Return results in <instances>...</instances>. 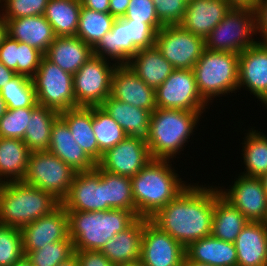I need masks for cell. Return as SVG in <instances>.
Instances as JSON below:
<instances>
[{
	"mask_svg": "<svg viewBox=\"0 0 267 266\" xmlns=\"http://www.w3.org/2000/svg\"><path fill=\"white\" fill-rule=\"evenodd\" d=\"M193 184L190 183L150 218L184 248L192 242L210 236L212 232L214 186Z\"/></svg>",
	"mask_w": 267,
	"mask_h": 266,
	"instance_id": "obj_1",
	"label": "cell"
},
{
	"mask_svg": "<svg viewBox=\"0 0 267 266\" xmlns=\"http://www.w3.org/2000/svg\"><path fill=\"white\" fill-rule=\"evenodd\" d=\"M171 160L152 159L131 179L135 212L150 219L188 185L179 178Z\"/></svg>",
	"mask_w": 267,
	"mask_h": 266,
	"instance_id": "obj_2",
	"label": "cell"
},
{
	"mask_svg": "<svg viewBox=\"0 0 267 266\" xmlns=\"http://www.w3.org/2000/svg\"><path fill=\"white\" fill-rule=\"evenodd\" d=\"M156 108L150 116L146 143L153 159L174 160L184 150L190 136L194 135L202 113Z\"/></svg>",
	"mask_w": 267,
	"mask_h": 266,
	"instance_id": "obj_3",
	"label": "cell"
},
{
	"mask_svg": "<svg viewBox=\"0 0 267 266\" xmlns=\"http://www.w3.org/2000/svg\"><path fill=\"white\" fill-rule=\"evenodd\" d=\"M69 237L74 251H100L118 233L129 228L139 217L135 211H67Z\"/></svg>",
	"mask_w": 267,
	"mask_h": 266,
	"instance_id": "obj_4",
	"label": "cell"
},
{
	"mask_svg": "<svg viewBox=\"0 0 267 266\" xmlns=\"http://www.w3.org/2000/svg\"><path fill=\"white\" fill-rule=\"evenodd\" d=\"M61 205L52 194L24 181L0 184V224L21 229Z\"/></svg>",
	"mask_w": 267,
	"mask_h": 266,
	"instance_id": "obj_5",
	"label": "cell"
},
{
	"mask_svg": "<svg viewBox=\"0 0 267 266\" xmlns=\"http://www.w3.org/2000/svg\"><path fill=\"white\" fill-rule=\"evenodd\" d=\"M193 71L198 91L209 105L214 98L237 93L239 54L205 49Z\"/></svg>",
	"mask_w": 267,
	"mask_h": 266,
	"instance_id": "obj_6",
	"label": "cell"
},
{
	"mask_svg": "<svg viewBox=\"0 0 267 266\" xmlns=\"http://www.w3.org/2000/svg\"><path fill=\"white\" fill-rule=\"evenodd\" d=\"M254 35H257L255 11L231 8L225 18L205 37V49L239 54L260 39H255Z\"/></svg>",
	"mask_w": 267,
	"mask_h": 266,
	"instance_id": "obj_7",
	"label": "cell"
},
{
	"mask_svg": "<svg viewBox=\"0 0 267 266\" xmlns=\"http://www.w3.org/2000/svg\"><path fill=\"white\" fill-rule=\"evenodd\" d=\"M77 172L49 151L30 153L23 181L52 194L62 202Z\"/></svg>",
	"mask_w": 267,
	"mask_h": 266,
	"instance_id": "obj_8",
	"label": "cell"
},
{
	"mask_svg": "<svg viewBox=\"0 0 267 266\" xmlns=\"http://www.w3.org/2000/svg\"><path fill=\"white\" fill-rule=\"evenodd\" d=\"M31 80L39 105L58 112L76 108L73 74L62 70L45 56Z\"/></svg>",
	"mask_w": 267,
	"mask_h": 266,
	"instance_id": "obj_9",
	"label": "cell"
},
{
	"mask_svg": "<svg viewBox=\"0 0 267 266\" xmlns=\"http://www.w3.org/2000/svg\"><path fill=\"white\" fill-rule=\"evenodd\" d=\"M117 64L92 55L73 75L76 107L101 106L110 95L112 75Z\"/></svg>",
	"mask_w": 267,
	"mask_h": 266,
	"instance_id": "obj_10",
	"label": "cell"
},
{
	"mask_svg": "<svg viewBox=\"0 0 267 266\" xmlns=\"http://www.w3.org/2000/svg\"><path fill=\"white\" fill-rule=\"evenodd\" d=\"M156 48L174 69H193L205 50L204 38L180 25L163 26L156 34Z\"/></svg>",
	"mask_w": 267,
	"mask_h": 266,
	"instance_id": "obj_11",
	"label": "cell"
},
{
	"mask_svg": "<svg viewBox=\"0 0 267 266\" xmlns=\"http://www.w3.org/2000/svg\"><path fill=\"white\" fill-rule=\"evenodd\" d=\"M155 95L157 108L206 111L209 107L198 91L193 69H175Z\"/></svg>",
	"mask_w": 267,
	"mask_h": 266,
	"instance_id": "obj_12",
	"label": "cell"
},
{
	"mask_svg": "<svg viewBox=\"0 0 267 266\" xmlns=\"http://www.w3.org/2000/svg\"><path fill=\"white\" fill-rule=\"evenodd\" d=\"M66 211H108L106 203L105 170L98 165L92 171L77 172L66 198L61 202Z\"/></svg>",
	"mask_w": 267,
	"mask_h": 266,
	"instance_id": "obj_13",
	"label": "cell"
},
{
	"mask_svg": "<svg viewBox=\"0 0 267 266\" xmlns=\"http://www.w3.org/2000/svg\"><path fill=\"white\" fill-rule=\"evenodd\" d=\"M152 159L145 138L127 136L107 150L97 165L109 173L132 178Z\"/></svg>",
	"mask_w": 267,
	"mask_h": 266,
	"instance_id": "obj_14",
	"label": "cell"
},
{
	"mask_svg": "<svg viewBox=\"0 0 267 266\" xmlns=\"http://www.w3.org/2000/svg\"><path fill=\"white\" fill-rule=\"evenodd\" d=\"M185 248L150 219L144 218L140 261L143 266H183Z\"/></svg>",
	"mask_w": 267,
	"mask_h": 266,
	"instance_id": "obj_15",
	"label": "cell"
},
{
	"mask_svg": "<svg viewBox=\"0 0 267 266\" xmlns=\"http://www.w3.org/2000/svg\"><path fill=\"white\" fill-rule=\"evenodd\" d=\"M237 177L227 189L219 186L221 195L249 222H263L267 213V194L261 178L241 173Z\"/></svg>",
	"mask_w": 267,
	"mask_h": 266,
	"instance_id": "obj_16",
	"label": "cell"
},
{
	"mask_svg": "<svg viewBox=\"0 0 267 266\" xmlns=\"http://www.w3.org/2000/svg\"><path fill=\"white\" fill-rule=\"evenodd\" d=\"M24 254L41 249L49 243L71 240L69 237V216L60 205L50 214L36 219L20 229Z\"/></svg>",
	"mask_w": 267,
	"mask_h": 266,
	"instance_id": "obj_17",
	"label": "cell"
},
{
	"mask_svg": "<svg viewBox=\"0 0 267 266\" xmlns=\"http://www.w3.org/2000/svg\"><path fill=\"white\" fill-rule=\"evenodd\" d=\"M241 88L267 108V45L256 42L239 53L238 90Z\"/></svg>",
	"mask_w": 267,
	"mask_h": 266,
	"instance_id": "obj_18",
	"label": "cell"
},
{
	"mask_svg": "<svg viewBox=\"0 0 267 266\" xmlns=\"http://www.w3.org/2000/svg\"><path fill=\"white\" fill-rule=\"evenodd\" d=\"M110 96L151 113L157 108L155 89L149 87L128 65H117L115 68Z\"/></svg>",
	"mask_w": 267,
	"mask_h": 266,
	"instance_id": "obj_19",
	"label": "cell"
},
{
	"mask_svg": "<svg viewBox=\"0 0 267 266\" xmlns=\"http://www.w3.org/2000/svg\"><path fill=\"white\" fill-rule=\"evenodd\" d=\"M48 151L76 172L92 171L97 166L74 140L68 125L60 116L52 125Z\"/></svg>",
	"mask_w": 267,
	"mask_h": 266,
	"instance_id": "obj_20",
	"label": "cell"
},
{
	"mask_svg": "<svg viewBox=\"0 0 267 266\" xmlns=\"http://www.w3.org/2000/svg\"><path fill=\"white\" fill-rule=\"evenodd\" d=\"M231 8L226 0H188V6L179 25L205 39Z\"/></svg>",
	"mask_w": 267,
	"mask_h": 266,
	"instance_id": "obj_21",
	"label": "cell"
},
{
	"mask_svg": "<svg viewBox=\"0 0 267 266\" xmlns=\"http://www.w3.org/2000/svg\"><path fill=\"white\" fill-rule=\"evenodd\" d=\"M5 20L6 33L10 38L24 42L44 54L56 37L44 15Z\"/></svg>",
	"mask_w": 267,
	"mask_h": 266,
	"instance_id": "obj_22",
	"label": "cell"
},
{
	"mask_svg": "<svg viewBox=\"0 0 267 266\" xmlns=\"http://www.w3.org/2000/svg\"><path fill=\"white\" fill-rule=\"evenodd\" d=\"M92 55L93 48L76 36H56L44 54L53 64L73 75Z\"/></svg>",
	"mask_w": 267,
	"mask_h": 266,
	"instance_id": "obj_23",
	"label": "cell"
},
{
	"mask_svg": "<svg viewBox=\"0 0 267 266\" xmlns=\"http://www.w3.org/2000/svg\"><path fill=\"white\" fill-rule=\"evenodd\" d=\"M237 266H267V229L249 222L236 237Z\"/></svg>",
	"mask_w": 267,
	"mask_h": 266,
	"instance_id": "obj_24",
	"label": "cell"
},
{
	"mask_svg": "<svg viewBox=\"0 0 267 266\" xmlns=\"http://www.w3.org/2000/svg\"><path fill=\"white\" fill-rule=\"evenodd\" d=\"M185 259L210 266H237V251L234 243L210 235L190 243Z\"/></svg>",
	"mask_w": 267,
	"mask_h": 266,
	"instance_id": "obj_25",
	"label": "cell"
},
{
	"mask_svg": "<svg viewBox=\"0 0 267 266\" xmlns=\"http://www.w3.org/2000/svg\"><path fill=\"white\" fill-rule=\"evenodd\" d=\"M144 218H138L129 228L118 233L100 250L115 266L140 260Z\"/></svg>",
	"mask_w": 267,
	"mask_h": 266,
	"instance_id": "obj_26",
	"label": "cell"
},
{
	"mask_svg": "<svg viewBox=\"0 0 267 266\" xmlns=\"http://www.w3.org/2000/svg\"><path fill=\"white\" fill-rule=\"evenodd\" d=\"M139 49L129 40L127 20L116 18L112 30L107 32L93 48L97 56L113 61L117 65H127Z\"/></svg>",
	"mask_w": 267,
	"mask_h": 266,
	"instance_id": "obj_27",
	"label": "cell"
},
{
	"mask_svg": "<svg viewBox=\"0 0 267 266\" xmlns=\"http://www.w3.org/2000/svg\"><path fill=\"white\" fill-rule=\"evenodd\" d=\"M134 71L149 87L157 89L175 70L154 45L140 49L128 62Z\"/></svg>",
	"mask_w": 267,
	"mask_h": 266,
	"instance_id": "obj_28",
	"label": "cell"
},
{
	"mask_svg": "<svg viewBox=\"0 0 267 266\" xmlns=\"http://www.w3.org/2000/svg\"><path fill=\"white\" fill-rule=\"evenodd\" d=\"M248 223L247 218L221 195L219 186H214V215L211 235L217 239L234 243L236 237Z\"/></svg>",
	"mask_w": 267,
	"mask_h": 266,
	"instance_id": "obj_29",
	"label": "cell"
},
{
	"mask_svg": "<svg viewBox=\"0 0 267 266\" xmlns=\"http://www.w3.org/2000/svg\"><path fill=\"white\" fill-rule=\"evenodd\" d=\"M59 116L68 125L77 144L97 164L103 154L99 151L92 127V106L64 110L59 112Z\"/></svg>",
	"mask_w": 267,
	"mask_h": 266,
	"instance_id": "obj_30",
	"label": "cell"
},
{
	"mask_svg": "<svg viewBox=\"0 0 267 266\" xmlns=\"http://www.w3.org/2000/svg\"><path fill=\"white\" fill-rule=\"evenodd\" d=\"M101 107L122 127L127 136L146 138L151 112L119 101L110 95Z\"/></svg>",
	"mask_w": 267,
	"mask_h": 266,
	"instance_id": "obj_31",
	"label": "cell"
},
{
	"mask_svg": "<svg viewBox=\"0 0 267 266\" xmlns=\"http://www.w3.org/2000/svg\"><path fill=\"white\" fill-rule=\"evenodd\" d=\"M30 153L23 140L0 137V184L23 181Z\"/></svg>",
	"mask_w": 267,
	"mask_h": 266,
	"instance_id": "obj_32",
	"label": "cell"
},
{
	"mask_svg": "<svg viewBox=\"0 0 267 266\" xmlns=\"http://www.w3.org/2000/svg\"><path fill=\"white\" fill-rule=\"evenodd\" d=\"M81 7L80 0H48L44 17L55 36H76Z\"/></svg>",
	"mask_w": 267,
	"mask_h": 266,
	"instance_id": "obj_33",
	"label": "cell"
},
{
	"mask_svg": "<svg viewBox=\"0 0 267 266\" xmlns=\"http://www.w3.org/2000/svg\"><path fill=\"white\" fill-rule=\"evenodd\" d=\"M58 117V111L39 104L31 111L23 138L31 152L48 151L52 125Z\"/></svg>",
	"mask_w": 267,
	"mask_h": 266,
	"instance_id": "obj_34",
	"label": "cell"
},
{
	"mask_svg": "<svg viewBox=\"0 0 267 266\" xmlns=\"http://www.w3.org/2000/svg\"><path fill=\"white\" fill-rule=\"evenodd\" d=\"M243 139L245 169L241 174L261 178L267 173V135L251 127Z\"/></svg>",
	"mask_w": 267,
	"mask_h": 266,
	"instance_id": "obj_35",
	"label": "cell"
},
{
	"mask_svg": "<svg viewBox=\"0 0 267 266\" xmlns=\"http://www.w3.org/2000/svg\"><path fill=\"white\" fill-rule=\"evenodd\" d=\"M115 17L109 13L97 12L81 7L76 37L94 48L101 38L112 30Z\"/></svg>",
	"mask_w": 267,
	"mask_h": 266,
	"instance_id": "obj_36",
	"label": "cell"
},
{
	"mask_svg": "<svg viewBox=\"0 0 267 266\" xmlns=\"http://www.w3.org/2000/svg\"><path fill=\"white\" fill-rule=\"evenodd\" d=\"M92 127L102 154L127 137L122 127L101 106H92Z\"/></svg>",
	"mask_w": 267,
	"mask_h": 266,
	"instance_id": "obj_37",
	"label": "cell"
},
{
	"mask_svg": "<svg viewBox=\"0 0 267 266\" xmlns=\"http://www.w3.org/2000/svg\"><path fill=\"white\" fill-rule=\"evenodd\" d=\"M8 109L35 108L38 103L31 78L16 75L0 90Z\"/></svg>",
	"mask_w": 267,
	"mask_h": 266,
	"instance_id": "obj_38",
	"label": "cell"
},
{
	"mask_svg": "<svg viewBox=\"0 0 267 266\" xmlns=\"http://www.w3.org/2000/svg\"><path fill=\"white\" fill-rule=\"evenodd\" d=\"M106 203L112 209L135 211L131 179L105 171Z\"/></svg>",
	"mask_w": 267,
	"mask_h": 266,
	"instance_id": "obj_39",
	"label": "cell"
},
{
	"mask_svg": "<svg viewBox=\"0 0 267 266\" xmlns=\"http://www.w3.org/2000/svg\"><path fill=\"white\" fill-rule=\"evenodd\" d=\"M74 254L72 240L49 243L41 249L28 252L25 256L32 266H57Z\"/></svg>",
	"mask_w": 267,
	"mask_h": 266,
	"instance_id": "obj_40",
	"label": "cell"
},
{
	"mask_svg": "<svg viewBox=\"0 0 267 266\" xmlns=\"http://www.w3.org/2000/svg\"><path fill=\"white\" fill-rule=\"evenodd\" d=\"M24 256L20 229L0 224V266H12Z\"/></svg>",
	"mask_w": 267,
	"mask_h": 266,
	"instance_id": "obj_41",
	"label": "cell"
},
{
	"mask_svg": "<svg viewBox=\"0 0 267 266\" xmlns=\"http://www.w3.org/2000/svg\"><path fill=\"white\" fill-rule=\"evenodd\" d=\"M34 108L8 109L0 119V137L23 140Z\"/></svg>",
	"mask_w": 267,
	"mask_h": 266,
	"instance_id": "obj_42",
	"label": "cell"
},
{
	"mask_svg": "<svg viewBox=\"0 0 267 266\" xmlns=\"http://www.w3.org/2000/svg\"><path fill=\"white\" fill-rule=\"evenodd\" d=\"M0 3L4 19H17L44 15L48 0H0Z\"/></svg>",
	"mask_w": 267,
	"mask_h": 266,
	"instance_id": "obj_43",
	"label": "cell"
},
{
	"mask_svg": "<svg viewBox=\"0 0 267 266\" xmlns=\"http://www.w3.org/2000/svg\"><path fill=\"white\" fill-rule=\"evenodd\" d=\"M151 25L157 32L163 27L156 14L152 0H130L127 11L122 17Z\"/></svg>",
	"mask_w": 267,
	"mask_h": 266,
	"instance_id": "obj_44",
	"label": "cell"
},
{
	"mask_svg": "<svg viewBox=\"0 0 267 266\" xmlns=\"http://www.w3.org/2000/svg\"><path fill=\"white\" fill-rule=\"evenodd\" d=\"M160 23L179 25L188 6V0H152Z\"/></svg>",
	"mask_w": 267,
	"mask_h": 266,
	"instance_id": "obj_45",
	"label": "cell"
},
{
	"mask_svg": "<svg viewBox=\"0 0 267 266\" xmlns=\"http://www.w3.org/2000/svg\"><path fill=\"white\" fill-rule=\"evenodd\" d=\"M43 57L44 53L40 50L18 41L17 74L32 78Z\"/></svg>",
	"mask_w": 267,
	"mask_h": 266,
	"instance_id": "obj_46",
	"label": "cell"
},
{
	"mask_svg": "<svg viewBox=\"0 0 267 266\" xmlns=\"http://www.w3.org/2000/svg\"><path fill=\"white\" fill-rule=\"evenodd\" d=\"M129 40L140 50L153 47L157 31L147 23L127 20Z\"/></svg>",
	"mask_w": 267,
	"mask_h": 266,
	"instance_id": "obj_47",
	"label": "cell"
},
{
	"mask_svg": "<svg viewBox=\"0 0 267 266\" xmlns=\"http://www.w3.org/2000/svg\"><path fill=\"white\" fill-rule=\"evenodd\" d=\"M0 61L17 74L18 41L6 35L0 44Z\"/></svg>",
	"mask_w": 267,
	"mask_h": 266,
	"instance_id": "obj_48",
	"label": "cell"
},
{
	"mask_svg": "<svg viewBox=\"0 0 267 266\" xmlns=\"http://www.w3.org/2000/svg\"><path fill=\"white\" fill-rule=\"evenodd\" d=\"M79 266H115L101 251H74Z\"/></svg>",
	"mask_w": 267,
	"mask_h": 266,
	"instance_id": "obj_49",
	"label": "cell"
},
{
	"mask_svg": "<svg viewBox=\"0 0 267 266\" xmlns=\"http://www.w3.org/2000/svg\"><path fill=\"white\" fill-rule=\"evenodd\" d=\"M256 14V34L261 40L257 41L260 44L267 45V0H258L255 9Z\"/></svg>",
	"mask_w": 267,
	"mask_h": 266,
	"instance_id": "obj_50",
	"label": "cell"
},
{
	"mask_svg": "<svg viewBox=\"0 0 267 266\" xmlns=\"http://www.w3.org/2000/svg\"><path fill=\"white\" fill-rule=\"evenodd\" d=\"M130 0H110L109 14L115 18L124 17Z\"/></svg>",
	"mask_w": 267,
	"mask_h": 266,
	"instance_id": "obj_51",
	"label": "cell"
},
{
	"mask_svg": "<svg viewBox=\"0 0 267 266\" xmlns=\"http://www.w3.org/2000/svg\"><path fill=\"white\" fill-rule=\"evenodd\" d=\"M81 6L97 11L109 13L110 0H80Z\"/></svg>",
	"mask_w": 267,
	"mask_h": 266,
	"instance_id": "obj_52",
	"label": "cell"
},
{
	"mask_svg": "<svg viewBox=\"0 0 267 266\" xmlns=\"http://www.w3.org/2000/svg\"><path fill=\"white\" fill-rule=\"evenodd\" d=\"M16 72L7 68L1 61H0V90L6 85L11 79L16 76Z\"/></svg>",
	"mask_w": 267,
	"mask_h": 266,
	"instance_id": "obj_53",
	"label": "cell"
},
{
	"mask_svg": "<svg viewBox=\"0 0 267 266\" xmlns=\"http://www.w3.org/2000/svg\"><path fill=\"white\" fill-rule=\"evenodd\" d=\"M232 8L256 9L258 0H226Z\"/></svg>",
	"mask_w": 267,
	"mask_h": 266,
	"instance_id": "obj_54",
	"label": "cell"
},
{
	"mask_svg": "<svg viewBox=\"0 0 267 266\" xmlns=\"http://www.w3.org/2000/svg\"><path fill=\"white\" fill-rule=\"evenodd\" d=\"M7 35L6 33V20L0 13V44L3 40V38Z\"/></svg>",
	"mask_w": 267,
	"mask_h": 266,
	"instance_id": "obj_55",
	"label": "cell"
},
{
	"mask_svg": "<svg viewBox=\"0 0 267 266\" xmlns=\"http://www.w3.org/2000/svg\"><path fill=\"white\" fill-rule=\"evenodd\" d=\"M57 266H79V263H78V260H77V258L75 256V254H73L70 258H68L64 262H61Z\"/></svg>",
	"mask_w": 267,
	"mask_h": 266,
	"instance_id": "obj_56",
	"label": "cell"
},
{
	"mask_svg": "<svg viewBox=\"0 0 267 266\" xmlns=\"http://www.w3.org/2000/svg\"><path fill=\"white\" fill-rule=\"evenodd\" d=\"M12 266H32L31 262L26 256L22 257L20 260L16 261Z\"/></svg>",
	"mask_w": 267,
	"mask_h": 266,
	"instance_id": "obj_57",
	"label": "cell"
},
{
	"mask_svg": "<svg viewBox=\"0 0 267 266\" xmlns=\"http://www.w3.org/2000/svg\"><path fill=\"white\" fill-rule=\"evenodd\" d=\"M7 110H8L7 104H6V102L4 101V99L2 98V96L0 94V119L7 112Z\"/></svg>",
	"mask_w": 267,
	"mask_h": 266,
	"instance_id": "obj_58",
	"label": "cell"
},
{
	"mask_svg": "<svg viewBox=\"0 0 267 266\" xmlns=\"http://www.w3.org/2000/svg\"><path fill=\"white\" fill-rule=\"evenodd\" d=\"M183 266H210V265H208V264H202V263H197V262H192L190 260L184 259Z\"/></svg>",
	"mask_w": 267,
	"mask_h": 266,
	"instance_id": "obj_59",
	"label": "cell"
},
{
	"mask_svg": "<svg viewBox=\"0 0 267 266\" xmlns=\"http://www.w3.org/2000/svg\"><path fill=\"white\" fill-rule=\"evenodd\" d=\"M117 266H143V264L141 263L140 260H138V261H134V262L123 263V264L117 265Z\"/></svg>",
	"mask_w": 267,
	"mask_h": 266,
	"instance_id": "obj_60",
	"label": "cell"
},
{
	"mask_svg": "<svg viewBox=\"0 0 267 266\" xmlns=\"http://www.w3.org/2000/svg\"><path fill=\"white\" fill-rule=\"evenodd\" d=\"M261 180L263 182V185H264V189H265V192L267 194V173L264 174L262 177H261Z\"/></svg>",
	"mask_w": 267,
	"mask_h": 266,
	"instance_id": "obj_61",
	"label": "cell"
},
{
	"mask_svg": "<svg viewBox=\"0 0 267 266\" xmlns=\"http://www.w3.org/2000/svg\"><path fill=\"white\" fill-rule=\"evenodd\" d=\"M263 224H264L265 228L267 229V213H266V216L264 218Z\"/></svg>",
	"mask_w": 267,
	"mask_h": 266,
	"instance_id": "obj_62",
	"label": "cell"
}]
</instances>
